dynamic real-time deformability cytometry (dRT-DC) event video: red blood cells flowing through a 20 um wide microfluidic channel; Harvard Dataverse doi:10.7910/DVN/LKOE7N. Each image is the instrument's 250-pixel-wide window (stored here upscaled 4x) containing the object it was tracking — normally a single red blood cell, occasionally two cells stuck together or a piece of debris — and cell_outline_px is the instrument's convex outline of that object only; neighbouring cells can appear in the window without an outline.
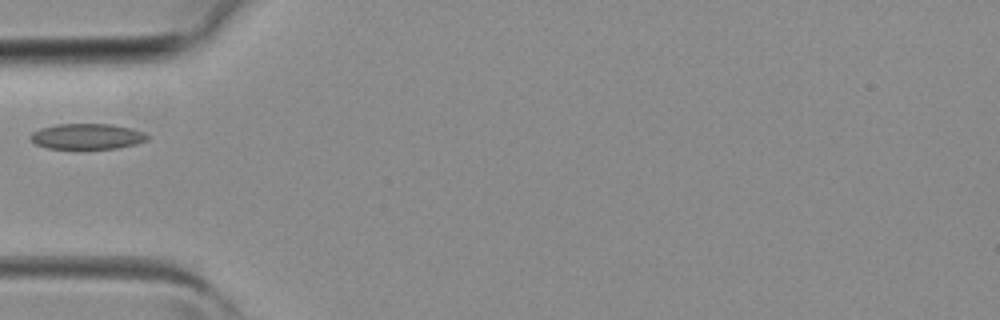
{"species": "common noctule bat (a hibernating species)", "species_latin": "Nyctalus noctula", "temperature_condition": "room temperature", "stored_images_in_passage": 4, "camera_frame_rate_fps": 3000, "um_per_image_px": 0.085, "animal": {"sex": "female", "body_mass_g": 19.3, "forearm_length_mm": 54.1}, "frame": {"image": 1, "passage_image": 4, "time_ms": 1.0, "image_size_px": [1000, 320], "cell_outline_px": [[148, 140], [136, 144], [116, 148], [48, 148], [36, 144], [28, 136], [32, 132], [40, 128], [56, 124], [112, 124], [132, 128], [144, 132], [148, 136]], "centroid_in_image_um": [7.41, 11.58], "position_along_channel_um": 77.6, "area_um2": 17.4}}